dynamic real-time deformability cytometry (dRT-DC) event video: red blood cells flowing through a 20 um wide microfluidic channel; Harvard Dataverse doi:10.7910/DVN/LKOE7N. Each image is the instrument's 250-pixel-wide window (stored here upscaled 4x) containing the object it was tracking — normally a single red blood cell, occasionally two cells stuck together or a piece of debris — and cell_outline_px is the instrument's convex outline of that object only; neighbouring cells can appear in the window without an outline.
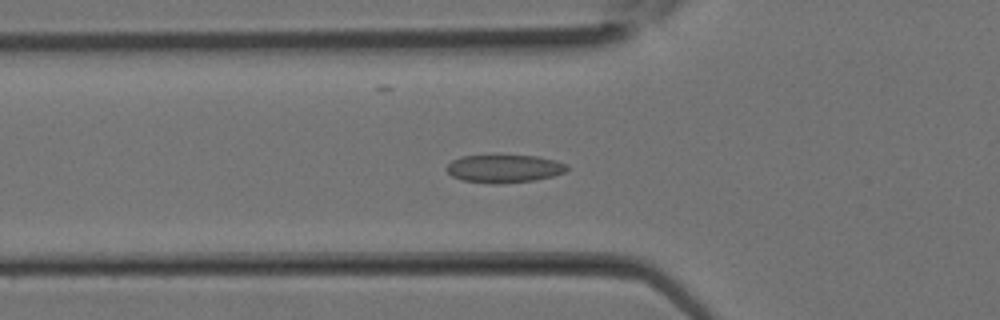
{"species": "Egyptian fruit bat (a non-hibernating species)", "species_latin": "Rousettus aegyptiacus", "temperature_condition": "room temperature", "stored_images_in_passage": 29, "camera_frame_rate_fps": 3000, "um_per_image_px": 0.085, "animal": {"sex": "female"}, "frame": {"image": 1, "passage_image": 10, "time_ms": 3.0, "image_size_px": [1000, 320], "cell_outline_px": [[568, 168], [564, 172], [552, 176], [536, 180], [500, 184], [492, 184], [460, 180], [452, 176], [444, 168], [452, 160], [460, 156], [536, 156], [556, 160], [568, 164]], "centroid_in_image_um": [42.83, 14.34], "position_along_channel_um": 83.0, "area_um2": 19.71}}
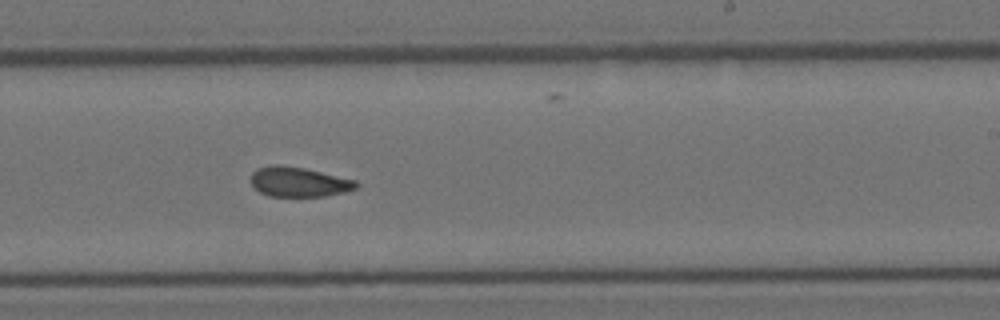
{"frame": {"image": 2, "passage_image": 18, "time_ms": 5.667, "image_size_px": [1000, 320], "cell_outline_px": [[360, 184], [356, 188], [344, 192], [324, 196], [268, 196], [260, 192], [252, 184], [252, 172], [256, 168], [272, 164], [280, 164], [304, 168], [356, 180]], "centroid_in_image_um": [25.39, 15.45], "position_along_channel_um": 263.6, "area_um2": 18.26}}
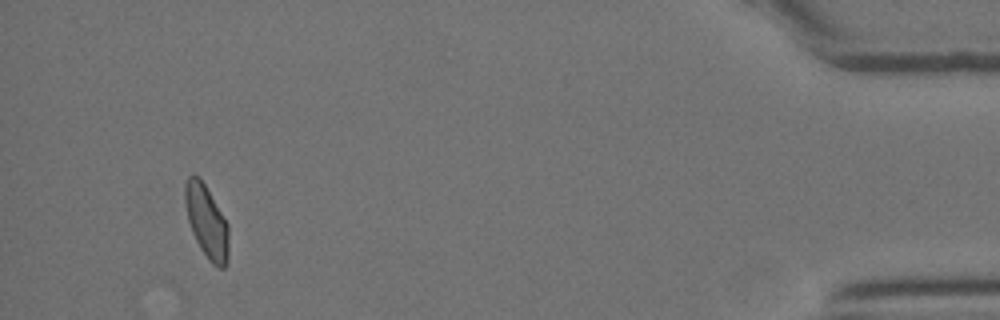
{"frame": {"image": 3, "passage_image": 28, "time_ms": 9.0, "image_size_px": [1000, 320], "cell_outline_px": [[228, 260], [224, 268], [216, 268], [208, 260], [200, 248], [192, 232], [188, 220], [184, 200], [184, 184], [188, 176], [192, 172], [200, 176], [228, 224]], "centroid_in_image_um": [17.54, 18.81], "position_along_channel_um": 417.7, "area_um2": 18.79}}